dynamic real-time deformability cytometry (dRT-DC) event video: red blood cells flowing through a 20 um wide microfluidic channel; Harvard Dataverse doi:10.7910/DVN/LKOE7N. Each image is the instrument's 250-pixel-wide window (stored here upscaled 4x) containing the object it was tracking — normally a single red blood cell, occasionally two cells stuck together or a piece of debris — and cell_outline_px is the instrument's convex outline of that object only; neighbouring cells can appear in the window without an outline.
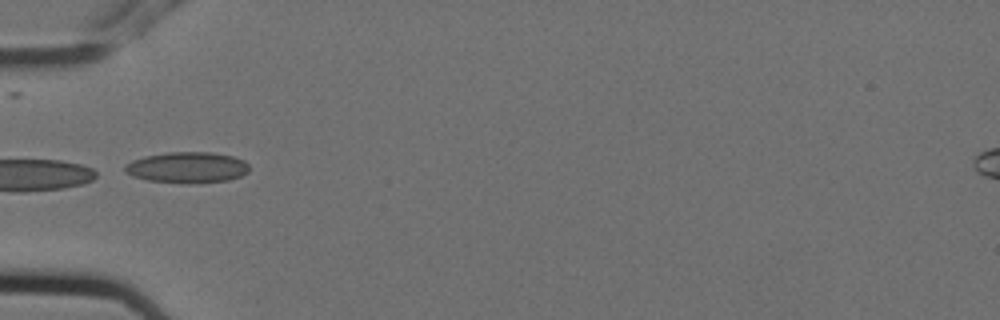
{"species": "Egyptian fruit bat (a non-hibernating species)", "species_latin": "Rousettus aegyptiacus", "temperature_condition": "cold", "stored_images_in_passage": 9, "camera_frame_rate_fps": 3000, "um_per_image_px": 0.085, "animal": {"sex": "female"}, "frame": {"image": 1, "passage_image": 6, "time_ms": 1.667, "image_size_px": [1000, 320], "cell_outline_px": [[248, 172], [240, 176], [228, 180], [188, 184], [148, 180], [132, 176], [124, 172], [124, 164], [132, 160], [144, 156], [168, 152], [212, 152], [232, 156], [244, 160], [248, 164]], "centroid_in_image_um": [15.88, 14.23], "position_along_channel_um": 69.1, "area_um2": 22.6}}
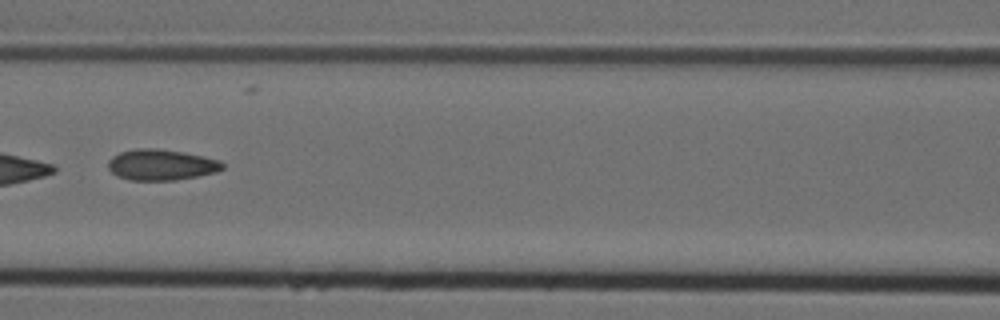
{"frame": {"image": 2, "passage_image": 8, "time_ms": 2.333, "image_size_px": [1000, 320], "cell_outline_px": [[224, 168], [216, 172], [176, 180], [128, 180], [112, 172], [108, 168], [108, 160], [112, 156], [120, 152], [136, 148], [156, 148], [184, 152], [204, 156], [220, 160], [224, 164]], "centroid_in_image_um": [13.71, 13.99], "position_along_channel_um": 152.9, "area_um2": 20.63}}
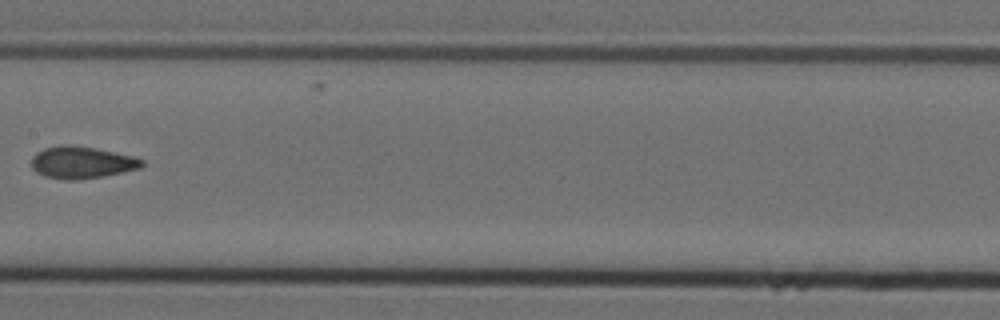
{"frame": {"image": 3, "passage_image": 9, "time_ms": 2.667, "image_size_px": [1000, 320], "cell_outline_px": [[144, 164], [140, 168], [104, 176], [72, 180], [64, 180], [44, 176], [36, 172], [32, 168], [32, 156], [36, 152], [44, 148], [96, 148], [132, 156], [144, 160]], "centroid_in_image_um": [6.97, 13.86], "position_along_channel_um": 200.4, "area_um2": 19.83}}